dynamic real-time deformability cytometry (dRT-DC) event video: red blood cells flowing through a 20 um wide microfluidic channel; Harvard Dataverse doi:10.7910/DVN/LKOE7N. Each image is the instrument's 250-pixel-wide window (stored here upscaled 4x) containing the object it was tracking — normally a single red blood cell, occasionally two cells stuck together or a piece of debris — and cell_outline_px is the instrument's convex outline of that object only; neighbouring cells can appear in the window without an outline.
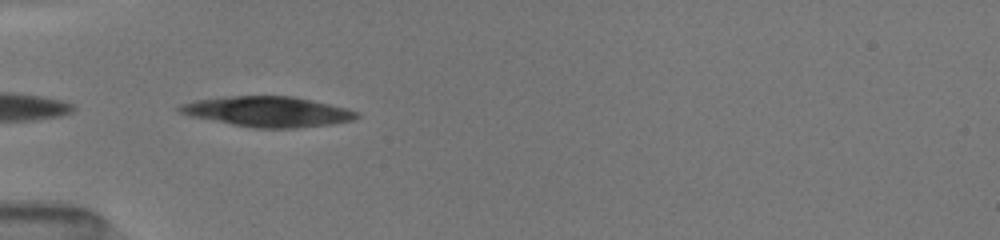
{"species": "common noctule bat (a hibernating species)", "species_latin": "Nyctalus noctula", "temperature_condition": "room temperature", "stored_images_in_passage": 3, "camera_frame_rate_fps": 3000, "um_per_image_px": 0.085, "animal": {"sex": "female", "body_mass_g": 19.5, "forearm_length_mm": 54.1}, "frame": {"image": 1, "passage_image": 2, "time_ms": 0.667, "image_size_px": [1000, 240], "cell_outline_px": [[360, 116], [352, 120], [332, 124], [296, 128], [256, 128], [192, 116], [180, 112], [176, 108], [176, 104], [192, 100], [224, 96], [292, 96], [312, 100], [360, 112]], "centroid_in_image_um": [22.73, 9.47], "position_along_channel_um": 62.3, "area_um2": 31.15}}
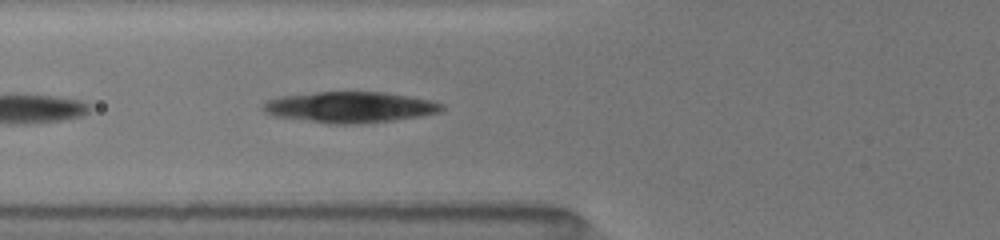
{"frame": {"image": 2, "passage_image": 3, "time_ms": 1.667, "image_size_px": [1000, 240], "cell_outline_px": [[444, 108], [440, 112], [420, 116], [392, 120], [348, 124], [328, 124], [276, 116], [264, 112], [260, 108], [260, 104], [264, 100], [280, 96], [316, 92], [384, 92], [432, 100], [444, 104]], "centroid_in_image_um": [29.69, 9.1], "position_along_channel_um": 96.1, "area_um2": 32.31}}